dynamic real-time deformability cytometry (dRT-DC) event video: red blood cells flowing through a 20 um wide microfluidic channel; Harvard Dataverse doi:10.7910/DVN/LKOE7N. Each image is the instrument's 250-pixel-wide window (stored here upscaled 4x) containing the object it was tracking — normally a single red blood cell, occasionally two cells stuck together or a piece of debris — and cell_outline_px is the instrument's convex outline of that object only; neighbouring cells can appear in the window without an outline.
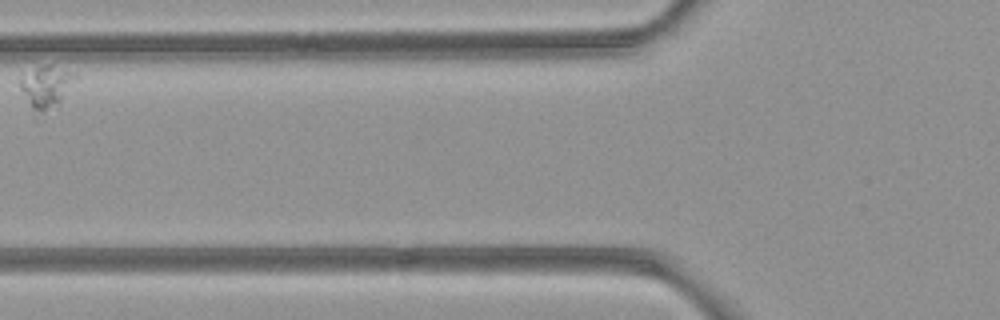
{"species": "common noctule bat (a hibernating species)", "species_latin": "Nyctalus noctula", "temperature_condition": "room temperature", "stored_images_in_passage": 4, "camera_frame_rate_fps": 3000, "um_per_image_px": 0.085, "animal": {"sex": "female", "body_mass_g": 21.9}, "frame": {"image": 1, "passage_image": 2, "time_ms": 1.333, "image_size_px": [1000, 320], "cell_outline_px": [[80, 76], [60, 100], [56, 104], [44, 112], [40, 112], [32, 108], [20, 88], [16, 80], [36, 68], [44, 64], [52, 64], [76, 72]], "centroid_in_image_um": [3.96, 7.28], "position_along_channel_um": 121.8, "area_um2": 13.41}}